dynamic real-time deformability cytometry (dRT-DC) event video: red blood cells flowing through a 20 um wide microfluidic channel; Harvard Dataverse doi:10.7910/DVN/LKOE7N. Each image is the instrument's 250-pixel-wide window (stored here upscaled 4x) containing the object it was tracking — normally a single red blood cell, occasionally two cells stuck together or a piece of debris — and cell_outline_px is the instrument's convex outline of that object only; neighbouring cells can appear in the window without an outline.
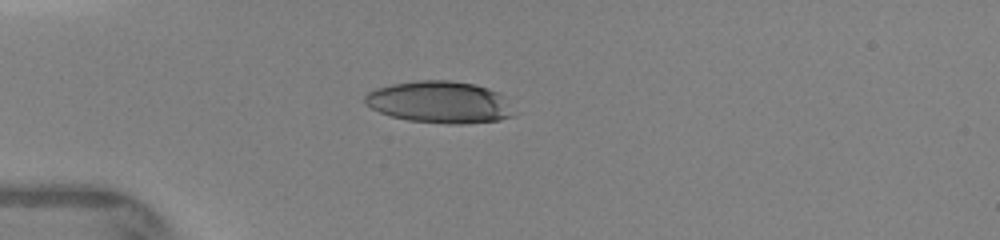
{"species": "human", "species_latin": "Homo sapiens", "temperature_condition": "warm", "stored_images_in_passage": 3, "camera_frame_rate_fps": 3000, "um_per_image_px": 0.085, "donor": {"sex": "female"}, "frame": {"image": 1, "passage_image": 1, "time_ms": 0.0, "image_size_px": [1000, 240], "cell_outline_px": [[516, 116], [500, 120], [460, 124], [448, 124], [408, 120], [392, 116], [380, 112], [364, 104], [364, 96], [368, 92], [376, 88], [392, 84], [416, 80], [448, 80], [476, 84], [500, 92], [504, 96], [516, 112]], "centroid_in_image_um": [37.42, 8.68], "position_along_channel_um": 47.6, "area_um2": 36.76}}